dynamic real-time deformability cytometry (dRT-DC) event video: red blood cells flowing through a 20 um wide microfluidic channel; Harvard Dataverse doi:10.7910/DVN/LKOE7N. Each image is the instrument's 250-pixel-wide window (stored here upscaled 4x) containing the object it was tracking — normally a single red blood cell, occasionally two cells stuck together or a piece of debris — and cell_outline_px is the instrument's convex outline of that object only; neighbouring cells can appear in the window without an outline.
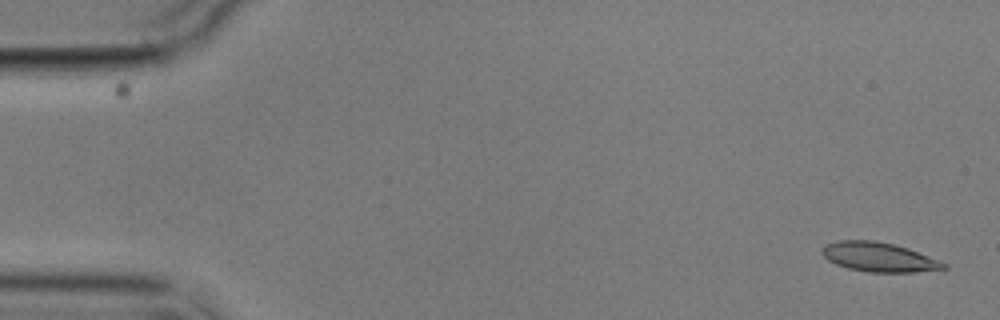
{"species": "common noctule bat (a hibernating species)", "species_latin": "Nyctalus noctula", "temperature_condition": "cold", "stored_images_in_passage": 2, "camera_frame_rate_fps": 3000, "um_per_image_px": 0.085, "animal": {"sex": "male", "body_mass_g": 17.9}, "frame": {"image": 1, "passage_image": 2, "time_ms": 1.0, "image_size_px": [1000, 320], "cell_outline_px": [[948, 268], [912, 272], [868, 272], [848, 268], [836, 264], [828, 260], [820, 252], [820, 248], [824, 244], [840, 240], [872, 240], [892, 244], [908, 248], [948, 264]], "centroid_in_image_um": [74.66, 21.84], "position_along_channel_um": 10.3, "area_um2": 20.75}}